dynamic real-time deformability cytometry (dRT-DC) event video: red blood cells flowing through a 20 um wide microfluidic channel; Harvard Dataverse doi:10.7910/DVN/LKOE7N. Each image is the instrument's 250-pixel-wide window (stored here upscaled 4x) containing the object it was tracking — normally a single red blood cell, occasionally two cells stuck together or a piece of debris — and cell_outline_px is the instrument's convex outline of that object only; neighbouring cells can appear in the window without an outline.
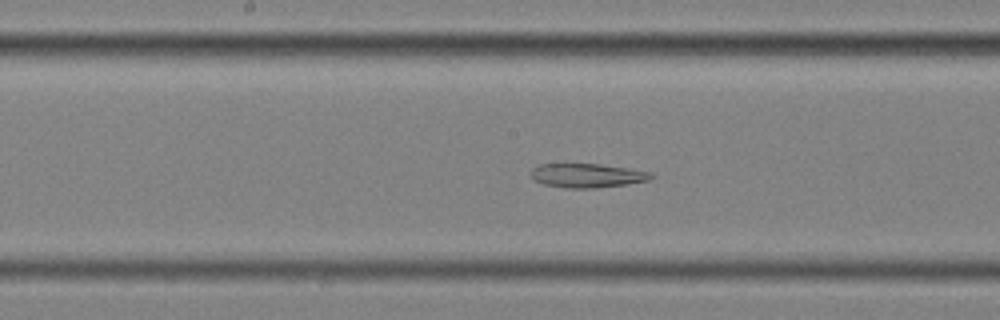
{"species": "common noctule bat (a hibernating species)", "species_latin": "Nyctalus noctula", "temperature_condition": "cold", "stored_images_in_passage": 58, "segment_of_instrument_passage": [2, 2], "camera_frame_rate_fps": 3000, "um_per_image_px": 0.085, "animal": {"sex": "female", "body_mass_g": 25.1}, "frame": {"image": 1, "passage_image": 30, "time_ms": 9.667, "image_size_px": [1000, 320], "cell_outline_px": [[656, 176], [648, 180], [624, 184], [596, 188], [564, 188], [544, 184], [532, 180], [532, 168], [540, 164], [600, 164], [652, 172]], "centroid_in_image_um": [49.9, 14.92], "position_along_channel_um": 198.3, "area_um2": 16.76}}
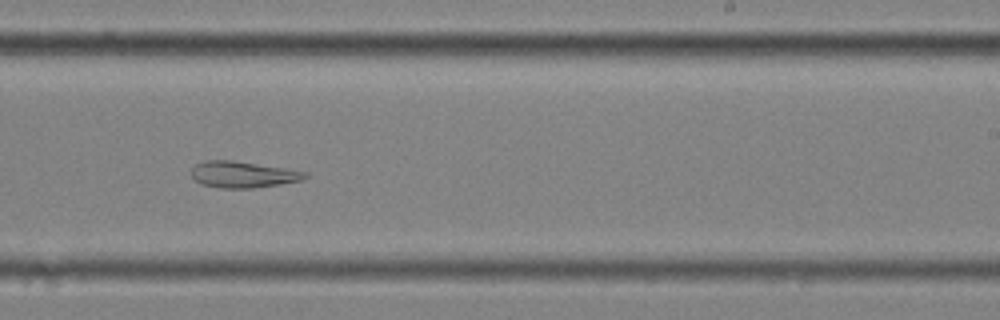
{"frame": {"image": 2, "passage_image": 36, "time_ms": 11.667, "image_size_px": [1000, 320], "cell_outline_px": [[308, 176], [300, 180], [280, 184], [252, 188], [220, 188], [204, 184], [196, 180], [192, 176], [192, 168], [196, 164], [204, 160], [228, 160], [284, 168], [308, 172]], "centroid_in_image_um": [20.64, 14.83], "position_along_channel_um": 268.4, "area_um2": 17.11}}
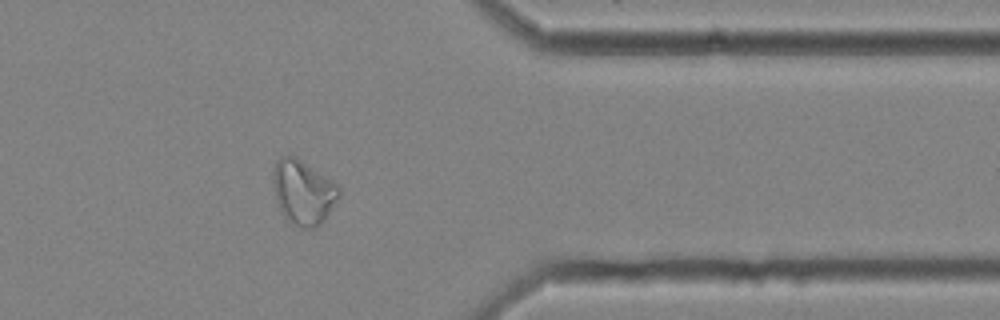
{"frame": {"image": 3, "passage_image": 47, "time_ms": 15.333, "image_size_px": [1000, 320], "cell_outline_px": [[340, 196], [324, 220], [316, 228], [300, 228], [284, 220], [276, 200], [272, 180], [272, 172], [276, 160], [280, 156], [288, 152], [296, 156], [332, 180], [340, 188]], "centroid_in_image_um": [25.73, 16.32], "position_along_channel_um": 385.7, "area_um2": 25.37}}